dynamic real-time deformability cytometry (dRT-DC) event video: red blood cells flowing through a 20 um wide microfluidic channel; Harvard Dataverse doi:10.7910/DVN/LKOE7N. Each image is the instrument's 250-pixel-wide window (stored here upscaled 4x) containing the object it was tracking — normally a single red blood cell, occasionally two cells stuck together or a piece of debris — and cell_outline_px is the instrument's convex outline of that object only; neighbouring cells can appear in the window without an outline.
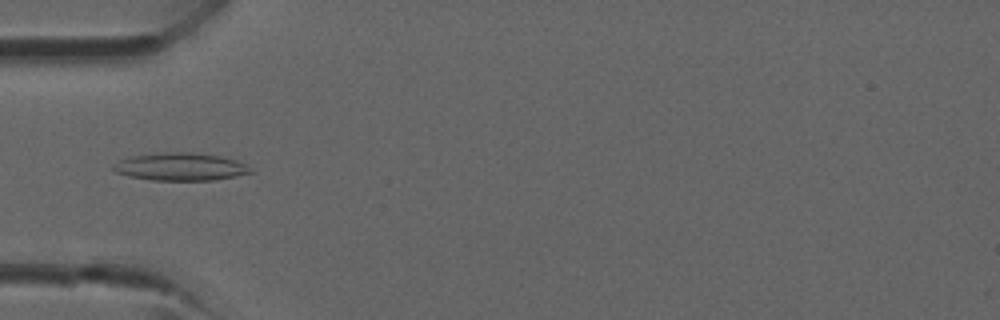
{"species": "common noctule bat (a hibernating species)", "species_latin": "Nyctalus noctula", "temperature_condition": "room temperature", "stored_images_in_passage": 36, "camera_frame_rate_fps": 3000, "um_per_image_px": 0.085, "animal": {"sex": "male", "forearm_length_mm": 52.5}, "frame": {"image": 1, "passage_image": 9, "time_ms": 2.667, "image_size_px": [1000, 320], "cell_outline_px": [[252, 172], [236, 176], [216, 180], [152, 180], [128, 176], [116, 172], [112, 168], [120, 160], [132, 156], [168, 152], [184, 152], [220, 156], [236, 160], [244, 164]], "centroid_in_image_um": [15.33, 14.18], "position_along_channel_um": 69.7, "area_um2": 21.73}}
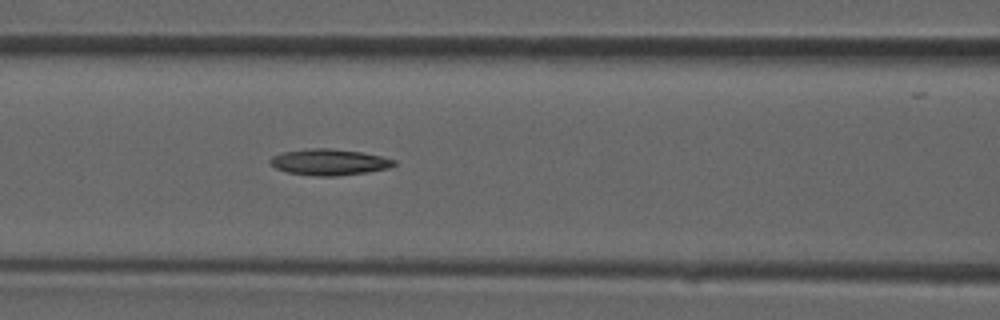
{"frame": {"image": 2, "passage_image": 13, "time_ms": 4.0, "image_size_px": [1000, 320], "cell_outline_px": [[396, 164], [388, 168], [368, 172], [336, 176], [320, 176], [288, 172], [276, 168], [268, 160], [272, 156], [284, 152], [312, 148], [332, 148], [364, 152], [396, 160]], "centroid_in_image_um": [28.02, 13.77], "position_along_channel_um": 138.6, "area_um2": 18.79}}
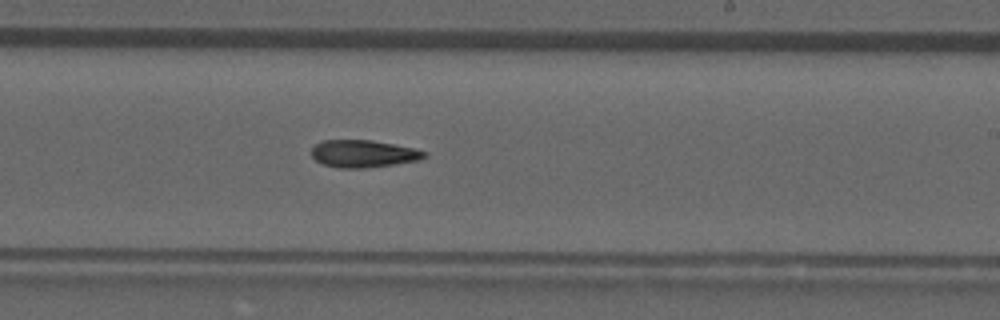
{"frame": {"image": 3, "passage_image": 20, "time_ms": 6.333, "image_size_px": [1000, 320], "cell_outline_px": [[428, 156], [420, 160], [364, 168], [340, 168], [324, 164], [316, 160], [312, 156], [312, 148], [320, 140], [372, 140], [416, 148], [428, 152]], "centroid_in_image_um": [30.92, 13.05], "position_along_channel_um": 258.1, "area_um2": 18.03}}